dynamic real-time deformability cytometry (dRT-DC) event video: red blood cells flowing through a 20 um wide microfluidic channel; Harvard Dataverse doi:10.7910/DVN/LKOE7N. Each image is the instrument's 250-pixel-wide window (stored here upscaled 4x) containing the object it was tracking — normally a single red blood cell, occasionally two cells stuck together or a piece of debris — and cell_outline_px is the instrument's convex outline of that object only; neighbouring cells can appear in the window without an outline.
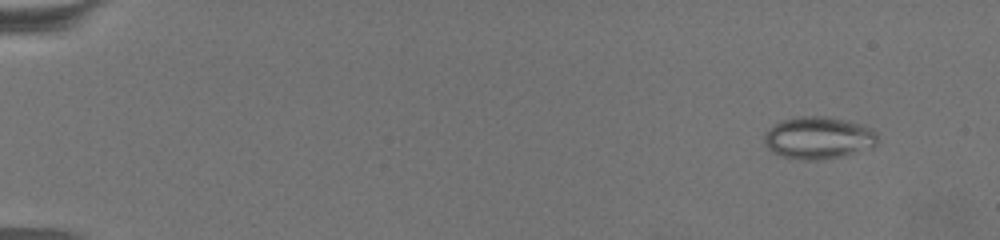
{"species": "common noctule bat (a hibernating species)", "species_latin": "Nyctalus noctula", "temperature_condition": "warm", "stored_images_in_passage": 63, "camera_frame_rate_fps": 3000, "um_per_image_px": 0.085, "animal": {"sex": "female", "body_mass_g": 19.5, "forearm_length_mm": 54.1}, "frame": {"image": 1, "passage_image": 1, "time_ms": 0.0, "image_size_px": [1000, 240], "cell_outline_px": [[876, 144], [872, 148], [824, 160], [804, 160], [784, 156], [772, 152], [764, 144], [764, 132], [776, 124], [784, 120], [800, 116], [828, 116], [848, 120], [864, 124], [872, 128], [876, 132]], "centroid_in_image_um": [69.59, 11.71], "position_along_channel_um": 15.4, "area_um2": 28.03}}
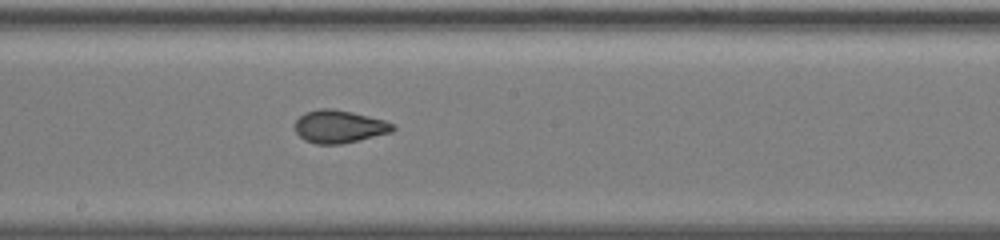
{"frame": {"image": 2, "passage_image": 35, "time_ms": 11.333, "image_size_px": [1000, 240], "cell_outline_px": [[396, 128], [392, 132], [360, 140], [340, 144], [316, 144], [304, 140], [296, 132], [296, 120], [304, 112], [320, 108], [332, 108], [352, 112], [384, 120], [396, 124]], "centroid_in_image_um": [28.85, 10.75], "position_along_channel_um": 219.3, "area_um2": 18.79}}
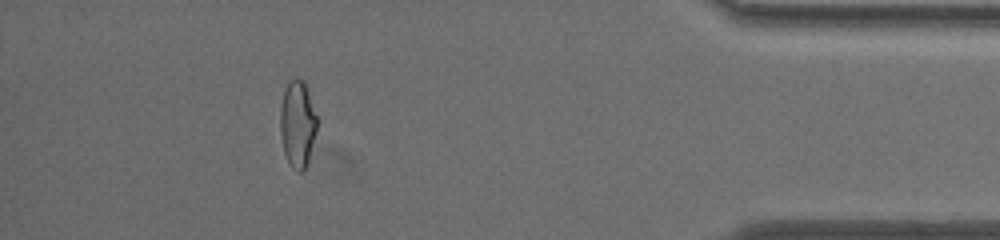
{"frame": {"image": 3, "passage_image": 57, "time_ms": 18.667, "image_size_px": [1000, 240], "cell_outline_px": [[316, 132], [308, 160], [304, 168], [300, 172], [296, 172], [288, 164], [284, 152], [280, 132], [280, 108], [284, 92], [288, 80], [304, 80], [316, 116]], "centroid_in_image_um": [25.27, 10.57], "position_along_channel_um": 409.9, "area_um2": 18.32}, "authors_computed_cell_mechanics": {"area_um2": 19.1896, "velocity_mm_per_s": 3.1766, "shape_relaxation_time_tau1_ms": null, "shape_relaxation_time_tau2_ms": 1.2072, "deformation_change_tau1": null, "deformation_change_tau2": 0.0703}}